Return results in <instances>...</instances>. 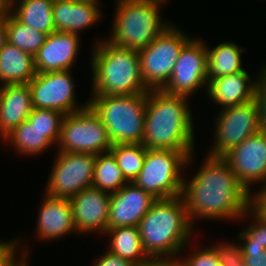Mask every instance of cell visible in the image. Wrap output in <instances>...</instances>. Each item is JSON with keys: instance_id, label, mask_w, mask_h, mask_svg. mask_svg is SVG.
Instances as JSON below:
<instances>
[{"instance_id": "cell-33", "label": "cell", "mask_w": 266, "mask_h": 266, "mask_svg": "<svg viewBox=\"0 0 266 266\" xmlns=\"http://www.w3.org/2000/svg\"><path fill=\"white\" fill-rule=\"evenodd\" d=\"M215 251L221 266H242L243 252L240 242H220L211 246Z\"/></svg>"}, {"instance_id": "cell-8", "label": "cell", "mask_w": 266, "mask_h": 266, "mask_svg": "<svg viewBox=\"0 0 266 266\" xmlns=\"http://www.w3.org/2000/svg\"><path fill=\"white\" fill-rule=\"evenodd\" d=\"M192 38L174 23L147 47L140 49L141 77L149 90H161L169 81L182 48Z\"/></svg>"}, {"instance_id": "cell-36", "label": "cell", "mask_w": 266, "mask_h": 266, "mask_svg": "<svg viewBox=\"0 0 266 266\" xmlns=\"http://www.w3.org/2000/svg\"><path fill=\"white\" fill-rule=\"evenodd\" d=\"M243 265L266 266V250L242 249Z\"/></svg>"}, {"instance_id": "cell-41", "label": "cell", "mask_w": 266, "mask_h": 266, "mask_svg": "<svg viewBox=\"0 0 266 266\" xmlns=\"http://www.w3.org/2000/svg\"><path fill=\"white\" fill-rule=\"evenodd\" d=\"M17 1L19 0H0V3L5 9H8L11 5H13V3Z\"/></svg>"}, {"instance_id": "cell-20", "label": "cell", "mask_w": 266, "mask_h": 266, "mask_svg": "<svg viewBox=\"0 0 266 266\" xmlns=\"http://www.w3.org/2000/svg\"><path fill=\"white\" fill-rule=\"evenodd\" d=\"M256 82L257 78L252 80L245 68L239 73L211 80L207 84L206 96L220 109L244 104L254 99Z\"/></svg>"}, {"instance_id": "cell-15", "label": "cell", "mask_w": 266, "mask_h": 266, "mask_svg": "<svg viewBox=\"0 0 266 266\" xmlns=\"http://www.w3.org/2000/svg\"><path fill=\"white\" fill-rule=\"evenodd\" d=\"M111 193L98 188L83 189L70 198L77 233L104 234L108 229Z\"/></svg>"}, {"instance_id": "cell-2", "label": "cell", "mask_w": 266, "mask_h": 266, "mask_svg": "<svg viewBox=\"0 0 266 266\" xmlns=\"http://www.w3.org/2000/svg\"><path fill=\"white\" fill-rule=\"evenodd\" d=\"M189 97L149 90L142 144L147 149L195 151V130Z\"/></svg>"}, {"instance_id": "cell-10", "label": "cell", "mask_w": 266, "mask_h": 266, "mask_svg": "<svg viewBox=\"0 0 266 266\" xmlns=\"http://www.w3.org/2000/svg\"><path fill=\"white\" fill-rule=\"evenodd\" d=\"M96 155L82 152H57L44 194L68 198L92 187Z\"/></svg>"}, {"instance_id": "cell-4", "label": "cell", "mask_w": 266, "mask_h": 266, "mask_svg": "<svg viewBox=\"0 0 266 266\" xmlns=\"http://www.w3.org/2000/svg\"><path fill=\"white\" fill-rule=\"evenodd\" d=\"M92 50V95H136L148 93L141 77L139 52L119 47L107 39Z\"/></svg>"}, {"instance_id": "cell-38", "label": "cell", "mask_w": 266, "mask_h": 266, "mask_svg": "<svg viewBox=\"0 0 266 266\" xmlns=\"http://www.w3.org/2000/svg\"><path fill=\"white\" fill-rule=\"evenodd\" d=\"M252 205L266 217V187L254 191Z\"/></svg>"}, {"instance_id": "cell-23", "label": "cell", "mask_w": 266, "mask_h": 266, "mask_svg": "<svg viewBox=\"0 0 266 266\" xmlns=\"http://www.w3.org/2000/svg\"><path fill=\"white\" fill-rule=\"evenodd\" d=\"M108 251L130 261L135 266H151L153 261L144 252L139 229L136 226L107 229Z\"/></svg>"}, {"instance_id": "cell-18", "label": "cell", "mask_w": 266, "mask_h": 266, "mask_svg": "<svg viewBox=\"0 0 266 266\" xmlns=\"http://www.w3.org/2000/svg\"><path fill=\"white\" fill-rule=\"evenodd\" d=\"M36 224V237L52 241L65 235L77 234L70 199L43 195Z\"/></svg>"}, {"instance_id": "cell-25", "label": "cell", "mask_w": 266, "mask_h": 266, "mask_svg": "<svg viewBox=\"0 0 266 266\" xmlns=\"http://www.w3.org/2000/svg\"><path fill=\"white\" fill-rule=\"evenodd\" d=\"M208 53L207 82L221 76H227L244 71L242 64L243 47L237 43L226 41L209 48Z\"/></svg>"}, {"instance_id": "cell-5", "label": "cell", "mask_w": 266, "mask_h": 266, "mask_svg": "<svg viewBox=\"0 0 266 266\" xmlns=\"http://www.w3.org/2000/svg\"><path fill=\"white\" fill-rule=\"evenodd\" d=\"M112 30L107 37L112 44L139 51L160 35L170 22L164 20L157 0H116Z\"/></svg>"}, {"instance_id": "cell-39", "label": "cell", "mask_w": 266, "mask_h": 266, "mask_svg": "<svg viewBox=\"0 0 266 266\" xmlns=\"http://www.w3.org/2000/svg\"><path fill=\"white\" fill-rule=\"evenodd\" d=\"M7 29H6V9L0 15V51L7 44Z\"/></svg>"}, {"instance_id": "cell-22", "label": "cell", "mask_w": 266, "mask_h": 266, "mask_svg": "<svg viewBox=\"0 0 266 266\" xmlns=\"http://www.w3.org/2000/svg\"><path fill=\"white\" fill-rule=\"evenodd\" d=\"M36 74L35 56L7 42L0 51V84H28Z\"/></svg>"}, {"instance_id": "cell-30", "label": "cell", "mask_w": 266, "mask_h": 266, "mask_svg": "<svg viewBox=\"0 0 266 266\" xmlns=\"http://www.w3.org/2000/svg\"><path fill=\"white\" fill-rule=\"evenodd\" d=\"M252 216L253 220L248 227L242 229L236 238L242 249L266 250V217L251 205L240 218L244 220Z\"/></svg>"}, {"instance_id": "cell-9", "label": "cell", "mask_w": 266, "mask_h": 266, "mask_svg": "<svg viewBox=\"0 0 266 266\" xmlns=\"http://www.w3.org/2000/svg\"><path fill=\"white\" fill-rule=\"evenodd\" d=\"M59 152L107 153L113 146L101 118L87 108L64 115L60 137L56 145Z\"/></svg>"}, {"instance_id": "cell-29", "label": "cell", "mask_w": 266, "mask_h": 266, "mask_svg": "<svg viewBox=\"0 0 266 266\" xmlns=\"http://www.w3.org/2000/svg\"><path fill=\"white\" fill-rule=\"evenodd\" d=\"M109 152L116 159L125 179L133 182L143 167L146 147L142 143L114 144Z\"/></svg>"}, {"instance_id": "cell-19", "label": "cell", "mask_w": 266, "mask_h": 266, "mask_svg": "<svg viewBox=\"0 0 266 266\" xmlns=\"http://www.w3.org/2000/svg\"><path fill=\"white\" fill-rule=\"evenodd\" d=\"M101 2L91 0H56L52 11L56 31L80 34L81 30L95 25L103 13Z\"/></svg>"}, {"instance_id": "cell-16", "label": "cell", "mask_w": 266, "mask_h": 266, "mask_svg": "<svg viewBox=\"0 0 266 266\" xmlns=\"http://www.w3.org/2000/svg\"><path fill=\"white\" fill-rule=\"evenodd\" d=\"M155 200L150 193L128 182L120 190L111 193L108 229L138 227Z\"/></svg>"}, {"instance_id": "cell-35", "label": "cell", "mask_w": 266, "mask_h": 266, "mask_svg": "<svg viewBox=\"0 0 266 266\" xmlns=\"http://www.w3.org/2000/svg\"><path fill=\"white\" fill-rule=\"evenodd\" d=\"M188 254L190 255H187L185 258L180 256V260L185 266H221L219 258L211 246L195 248V250H192V253Z\"/></svg>"}, {"instance_id": "cell-32", "label": "cell", "mask_w": 266, "mask_h": 266, "mask_svg": "<svg viewBox=\"0 0 266 266\" xmlns=\"http://www.w3.org/2000/svg\"><path fill=\"white\" fill-rule=\"evenodd\" d=\"M19 240V241H18ZM22 241L20 239H13L10 241H1L0 240V266H28V257L29 254L27 249L23 253L18 254L17 257L16 253L19 251V246ZM25 254V255H24Z\"/></svg>"}, {"instance_id": "cell-21", "label": "cell", "mask_w": 266, "mask_h": 266, "mask_svg": "<svg viewBox=\"0 0 266 266\" xmlns=\"http://www.w3.org/2000/svg\"><path fill=\"white\" fill-rule=\"evenodd\" d=\"M33 109L28 84L3 85L0 90V138L27 120Z\"/></svg>"}, {"instance_id": "cell-27", "label": "cell", "mask_w": 266, "mask_h": 266, "mask_svg": "<svg viewBox=\"0 0 266 266\" xmlns=\"http://www.w3.org/2000/svg\"><path fill=\"white\" fill-rule=\"evenodd\" d=\"M127 183L116 159L110 152L96 155L92 187L113 193Z\"/></svg>"}, {"instance_id": "cell-13", "label": "cell", "mask_w": 266, "mask_h": 266, "mask_svg": "<svg viewBox=\"0 0 266 266\" xmlns=\"http://www.w3.org/2000/svg\"><path fill=\"white\" fill-rule=\"evenodd\" d=\"M207 66L206 43L193 37L180 51L172 75L161 90L167 94L189 98L203 87L206 93Z\"/></svg>"}, {"instance_id": "cell-1", "label": "cell", "mask_w": 266, "mask_h": 266, "mask_svg": "<svg viewBox=\"0 0 266 266\" xmlns=\"http://www.w3.org/2000/svg\"><path fill=\"white\" fill-rule=\"evenodd\" d=\"M198 172L183 180L182 198L191 224L196 219L238 220L252 205V194L223 157L206 155Z\"/></svg>"}, {"instance_id": "cell-3", "label": "cell", "mask_w": 266, "mask_h": 266, "mask_svg": "<svg viewBox=\"0 0 266 266\" xmlns=\"http://www.w3.org/2000/svg\"><path fill=\"white\" fill-rule=\"evenodd\" d=\"M193 227L181 195L156 199L138 225L143 250L152 261L179 259Z\"/></svg>"}, {"instance_id": "cell-11", "label": "cell", "mask_w": 266, "mask_h": 266, "mask_svg": "<svg viewBox=\"0 0 266 266\" xmlns=\"http://www.w3.org/2000/svg\"><path fill=\"white\" fill-rule=\"evenodd\" d=\"M215 140L209 156L223 157L246 138L260 131L258 108L254 99L244 104L220 109L215 117Z\"/></svg>"}, {"instance_id": "cell-14", "label": "cell", "mask_w": 266, "mask_h": 266, "mask_svg": "<svg viewBox=\"0 0 266 266\" xmlns=\"http://www.w3.org/2000/svg\"><path fill=\"white\" fill-rule=\"evenodd\" d=\"M223 158L250 194L255 183L261 182L259 189L266 187V133L259 131L246 138Z\"/></svg>"}, {"instance_id": "cell-7", "label": "cell", "mask_w": 266, "mask_h": 266, "mask_svg": "<svg viewBox=\"0 0 266 266\" xmlns=\"http://www.w3.org/2000/svg\"><path fill=\"white\" fill-rule=\"evenodd\" d=\"M194 154L189 156L185 151L146 148L143 167L133 183L156 199L179 196L185 178L182 176L184 168L194 161Z\"/></svg>"}, {"instance_id": "cell-26", "label": "cell", "mask_w": 266, "mask_h": 266, "mask_svg": "<svg viewBox=\"0 0 266 266\" xmlns=\"http://www.w3.org/2000/svg\"><path fill=\"white\" fill-rule=\"evenodd\" d=\"M2 141L10 143L14 146L15 152L22 155H40L51 146L55 145L49 138L45 136V132L41 131L28 120L23 121L18 127L7 134ZM6 141V142H5Z\"/></svg>"}, {"instance_id": "cell-40", "label": "cell", "mask_w": 266, "mask_h": 266, "mask_svg": "<svg viewBox=\"0 0 266 266\" xmlns=\"http://www.w3.org/2000/svg\"><path fill=\"white\" fill-rule=\"evenodd\" d=\"M151 266H185V265L179 258V259L153 261Z\"/></svg>"}, {"instance_id": "cell-24", "label": "cell", "mask_w": 266, "mask_h": 266, "mask_svg": "<svg viewBox=\"0 0 266 266\" xmlns=\"http://www.w3.org/2000/svg\"><path fill=\"white\" fill-rule=\"evenodd\" d=\"M53 2V0H19L7 10L22 24L48 35L56 31Z\"/></svg>"}, {"instance_id": "cell-42", "label": "cell", "mask_w": 266, "mask_h": 266, "mask_svg": "<svg viewBox=\"0 0 266 266\" xmlns=\"http://www.w3.org/2000/svg\"><path fill=\"white\" fill-rule=\"evenodd\" d=\"M4 10H5V8H4V7L1 5V3H0V15L3 14Z\"/></svg>"}, {"instance_id": "cell-43", "label": "cell", "mask_w": 266, "mask_h": 266, "mask_svg": "<svg viewBox=\"0 0 266 266\" xmlns=\"http://www.w3.org/2000/svg\"><path fill=\"white\" fill-rule=\"evenodd\" d=\"M157 1H160V2H163V3H167V1H169V0H157Z\"/></svg>"}, {"instance_id": "cell-31", "label": "cell", "mask_w": 266, "mask_h": 266, "mask_svg": "<svg viewBox=\"0 0 266 266\" xmlns=\"http://www.w3.org/2000/svg\"><path fill=\"white\" fill-rule=\"evenodd\" d=\"M63 118L64 114L59 111L33 108L27 120L31 125L45 132V136L57 145Z\"/></svg>"}, {"instance_id": "cell-17", "label": "cell", "mask_w": 266, "mask_h": 266, "mask_svg": "<svg viewBox=\"0 0 266 266\" xmlns=\"http://www.w3.org/2000/svg\"><path fill=\"white\" fill-rule=\"evenodd\" d=\"M81 35L54 31L48 34L35 55L37 73L73 69L80 50Z\"/></svg>"}, {"instance_id": "cell-37", "label": "cell", "mask_w": 266, "mask_h": 266, "mask_svg": "<svg viewBox=\"0 0 266 266\" xmlns=\"http://www.w3.org/2000/svg\"><path fill=\"white\" fill-rule=\"evenodd\" d=\"M93 266H135L130 261L123 259L120 256L114 255L106 250L102 256H99Z\"/></svg>"}, {"instance_id": "cell-12", "label": "cell", "mask_w": 266, "mask_h": 266, "mask_svg": "<svg viewBox=\"0 0 266 266\" xmlns=\"http://www.w3.org/2000/svg\"><path fill=\"white\" fill-rule=\"evenodd\" d=\"M71 71L63 70L37 73L28 83L33 108L52 109L64 115L87 108L89 101H85L81 106L76 101V87H74L75 83Z\"/></svg>"}, {"instance_id": "cell-34", "label": "cell", "mask_w": 266, "mask_h": 266, "mask_svg": "<svg viewBox=\"0 0 266 266\" xmlns=\"http://www.w3.org/2000/svg\"><path fill=\"white\" fill-rule=\"evenodd\" d=\"M255 86L254 100L258 108L260 131L266 133V65H262Z\"/></svg>"}, {"instance_id": "cell-6", "label": "cell", "mask_w": 266, "mask_h": 266, "mask_svg": "<svg viewBox=\"0 0 266 266\" xmlns=\"http://www.w3.org/2000/svg\"><path fill=\"white\" fill-rule=\"evenodd\" d=\"M89 106L101 118L114 144L142 143L147 93L91 95Z\"/></svg>"}, {"instance_id": "cell-28", "label": "cell", "mask_w": 266, "mask_h": 266, "mask_svg": "<svg viewBox=\"0 0 266 266\" xmlns=\"http://www.w3.org/2000/svg\"><path fill=\"white\" fill-rule=\"evenodd\" d=\"M6 29L8 43L33 56L38 53L47 36L19 22L7 9Z\"/></svg>"}]
</instances>
